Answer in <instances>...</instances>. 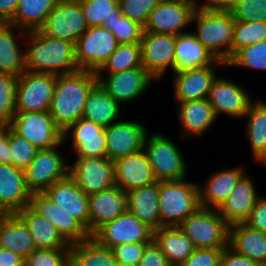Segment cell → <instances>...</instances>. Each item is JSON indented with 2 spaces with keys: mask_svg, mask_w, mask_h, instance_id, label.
Segmentation results:
<instances>
[{
  "mask_svg": "<svg viewBox=\"0 0 266 266\" xmlns=\"http://www.w3.org/2000/svg\"><path fill=\"white\" fill-rule=\"evenodd\" d=\"M159 1L160 0H118V4L122 15L144 26L150 12L158 5Z\"/></svg>",
  "mask_w": 266,
  "mask_h": 266,
  "instance_id": "cell-49",
  "label": "cell"
},
{
  "mask_svg": "<svg viewBox=\"0 0 266 266\" xmlns=\"http://www.w3.org/2000/svg\"><path fill=\"white\" fill-rule=\"evenodd\" d=\"M229 247L261 266H266V233L245 223H237L229 229Z\"/></svg>",
  "mask_w": 266,
  "mask_h": 266,
  "instance_id": "cell-30",
  "label": "cell"
},
{
  "mask_svg": "<svg viewBox=\"0 0 266 266\" xmlns=\"http://www.w3.org/2000/svg\"><path fill=\"white\" fill-rule=\"evenodd\" d=\"M229 11L235 21L266 22V0H242Z\"/></svg>",
  "mask_w": 266,
  "mask_h": 266,
  "instance_id": "cell-48",
  "label": "cell"
},
{
  "mask_svg": "<svg viewBox=\"0 0 266 266\" xmlns=\"http://www.w3.org/2000/svg\"><path fill=\"white\" fill-rule=\"evenodd\" d=\"M106 76L97 75L98 83L120 105L135 101L155 80L143 66Z\"/></svg>",
  "mask_w": 266,
  "mask_h": 266,
  "instance_id": "cell-15",
  "label": "cell"
},
{
  "mask_svg": "<svg viewBox=\"0 0 266 266\" xmlns=\"http://www.w3.org/2000/svg\"><path fill=\"white\" fill-rule=\"evenodd\" d=\"M144 151L148 157L156 180L178 181L187 176V164L179 147L160 133L146 135Z\"/></svg>",
  "mask_w": 266,
  "mask_h": 266,
  "instance_id": "cell-6",
  "label": "cell"
},
{
  "mask_svg": "<svg viewBox=\"0 0 266 266\" xmlns=\"http://www.w3.org/2000/svg\"><path fill=\"white\" fill-rule=\"evenodd\" d=\"M235 82L218 76L211 85L208 101L212 105L216 116L243 118L253 101L249 94Z\"/></svg>",
  "mask_w": 266,
  "mask_h": 266,
  "instance_id": "cell-19",
  "label": "cell"
},
{
  "mask_svg": "<svg viewBox=\"0 0 266 266\" xmlns=\"http://www.w3.org/2000/svg\"><path fill=\"white\" fill-rule=\"evenodd\" d=\"M5 126L3 122L0 121V130Z\"/></svg>",
  "mask_w": 266,
  "mask_h": 266,
  "instance_id": "cell-61",
  "label": "cell"
},
{
  "mask_svg": "<svg viewBox=\"0 0 266 266\" xmlns=\"http://www.w3.org/2000/svg\"><path fill=\"white\" fill-rule=\"evenodd\" d=\"M70 248L35 249L24 258V266H69Z\"/></svg>",
  "mask_w": 266,
  "mask_h": 266,
  "instance_id": "cell-47",
  "label": "cell"
},
{
  "mask_svg": "<svg viewBox=\"0 0 266 266\" xmlns=\"http://www.w3.org/2000/svg\"><path fill=\"white\" fill-rule=\"evenodd\" d=\"M111 248L100 245L91 236L71 245L69 266H116Z\"/></svg>",
  "mask_w": 266,
  "mask_h": 266,
  "instance_id": "cell-38",
  "label": "cell"
},
{
  "mask_svg": "<svg viewBox=\"0 0 266 266\" xmlns=\"http://www.w3.org/2000/svg\"><path fill=\"white\" fill-rule=\"evenodd\" d=\"M154 231L128 210L99 227L91 237L100 245L113 248L116 245L152 242Z\"/></svg>",
  "mask_w": 266,
  "mask_h": 266,
  "instance_id": "cell-12",
  "label": "cell"
},
{
  "mask_svg": "<svg viewBox=\"0 0 266 266\" xmlns=\"http://www.w3.org/2000/svg\"><path fill=\"white\" fill-rule=\"evenodd\" d=\"M102 27L108 29L116 38L118 44L140 43L143 35V26L124 15L105 20Z\"/></svg>",
  "mask_w": 266,
  "mask_h": 266,
  "instance_id": "cell-43",
  "label": "cell"
},
{
  "mask_svg": "<svg viewBox=\"0 0 266 266\" xmlns=\"http://www.w3.org/2000/svg\"><path fill=\"white\" fill-rule=\"evenodd\" d=\"M122 107L116 102L99 83L90 91L85 102L82 118L93 121L102 127L118 121Z\"/></svg>",
  "mask_w": 266,
  "mask_h": 266,
  "instance_id": "cell-36",
  "label": "cell"
},
{
  "mask_svg": "<svg viewBox=\"0 0 266 266\" xmlns=\"http://www.w3.org/2000/svg\"><path fill=\"white\" fill-rule=\"evenodd\" d=\"M10 164L15 168L25 170L35 158L38 151L32 144L16 133L9 126Z\"/></svg>",
  "mask_w": 266,
  "mask_h": 266,
  "instance_id": "cell-46",
  "label": "cell"
},
{
  "mask_svg": "<svg viewBox=\"0 0 266 266\" xmlns=\"http://www.w3.org/2000/svg\"><path fill=\"white\" fill-rule=\"evenodd\" d=\"M15 29L18 30L22 39L26 37L27 32L24 30L12 24L0 22V73L18 78L26 71L25 52H23L25 50L19 48L21 43L17 39L20 37L13 34Z\"/></svg>",
  "mask_w": 266,
  "mask_h": 266,
  "instance_id": "cell-32",
  "label": "cell"
},
{
  "mask_svg": "<svg viewBox=\"0 0 266 266\" xmlns=\"http://www.w3.org/2000/svg\"><path fill=\"white\" fill-rule=\"evenodd\" d=\"M58 146L38 150L31 164L24 170L25 182L31 193L44 192L56 181L69 175L70 165L57 150Z\"/></svg>",
  "mask_w": 266,
  "mask_h": 266,
  "instance_id": "cell-9",
  "label": "cell"
},
{
  "mask_svg": "<svg viewBox=\"0 0 266 266\" xmlns=\"http://www.w3.org/2000/svg\"><path fill=\"white\" fill-rule=\"evenodd\" d=\"M150 242L129 243L116 245L111 248L117 264L138 266L146 246Z\"/></svg>",
  "mask_w": 266,
  "mask_h": 266,
  "instance_id": "cell-50",
  "label": "cell"
},
{
  "mask_svg": "<svg viewBox=\"0 0 266 266\" xmlns=\"http://www.w3.org/2000/svg\"><path fill=\"white\" fill-rule=\"evenodd\" d=\"M0 266H24V258L19 254L0 247Z\"/></svg>",
  "mask_w": 266,
  "mask_h": 266,
  "instance_id": "cell-56",
  "label": "cell"
},
{
  "mask_svg": "<svg viewBox=\"0 0 266 266\" xmlns=\"http://www.w3.org/2000/svg\"><path fill=\"white\" fill-rule=\"evenodd\" d=\"M174 67L175 75L212 65L217 59L192 32L176 36Z\"/></svg>",
  "mask_w": 266,
  "mask_h": 266,
  "instance_id": "cell-27",
  "label": "cell"
},
{
  "mask_svg": "<svg viewBox=\"0 0 266 266\" xmlns=\"http://www.w3.org/2000/svg\"><path fill=\"white\" fill-rule=\"evenodd\" d=\"M146 127L136 121H121L105 127L107 158L114 161L143 149Z\"/></svg>",
  "mask_w": 266,
  "mask_h": 266,
  "instance_id": "cell-18",
  "label": "cell"
},
{
  "mask_svg": "<svg viewBox=\"0 0 266 266\" xmlns=\"http://www.w3.org/2000/svg\"><path fill=\"white\" fill-rule=\"evenodd\" d=\"M138 266H172L154 241L150 242Z\"/></svg>",
  "mask_w": 266,
  "mask_h": 266,
  "instance_id": "cell-53",
  "label": "cell"
},
{
  "mask_svg": "<svg viewBox=\"0 0 266 266\" xmlns=\"http://www.w3.org/2000/svg\"><path fill=\"white\" fill-rule=\"evenodd\" d=\"M226 66L245 67L266 71V40L240 49Z\"/></svg>",
  "mask_w": 266,
  "mask_h": 266,
  "instance_id": "cell-44",
  "label": "cell"
},
{
  "mask_svg": "<svg viewBox=\"0 0 266 266\" xmlns=\"http://www.w3.org/2000/svg\"><path fill=\"white\" fill-rule=\"evenodd\" d=\"M176 36L143 32L140 45L142 66L156 80L174 67Z\"/></svg>",
  "mask_w": 266,
  "mask_h": 266,
  "instance_id": "cell-16",
  "label": "cell"
},
{
  "mask_svg": "<svg viewBox=\"0 0 266 266\" xmlns=\"http://www.w3.org/2000/svg\"><path fill=\"white\" fill-rule=\"evenodd\" d=\"M196 248H226L229 246L230 225L217 209L199 207L179 226Z\"/></svg>",
  "mask_w": 266,
  "mask_h": 266,
  "instance_id": "cell-5",
  "label": "cell"
},
{
  "mask_svg": "<svg viewBox=\"0 0 266 266\" xmlns=\"http://www.w3.org/2000/svg\"><path fill=\"white\" fill-rule=\"evenodd\" d=\"M224 248H196L180 266H220Z\"/></svg>",
  "mask_w": 266,
  "mask_h": 266,
  "instance_id": "cell-51",
  "label": "cell"
},
{
  "mask_svg": "<svg viewBox=\"0 0 266 266\" xmlns=\"http://www.w3.org/2000/svg\"><path fill=\"white\" fill-rule=\"evenodd\" d=\"M159 214L161 227H178L200 207L199 185L178 181H159Z\"/></svg>",
  "mask_w": 266,
  "mask_h": 266,
  "instance_id": "cell-4",
  "label": "cell"
},
{
  "mask_svg": "<svg viewBox=\"0 0 266 266\" xmlns=\"http://www.w3.org/2000/svg\"><path fill=\"white\" fill-rule=\"evenodd\" d=\"M19 0H0V22L8 23L14 16Z\"/></svg>",
  "mask_w": 266,
  "mask_h": 266,
  "instance_id": "cell-57",
  "label": "cell"
},
{
  "mask_svg": "<svg viewBox=\"0 0 266 266\" xmlns=\"http://www.w3.org/2000/svg\"><path fill=\"white\" fill-rule=\"evenodd\" d=\"M8 125L37 150L53 148L63 141V131L49 111L16 112Z\"/></svg>",
  "mask_w": 266,
  "mask_h": 266,
  "instance_id": "cell-7",
  "label": "cell"
},
{
  "mask_svg": "<svg viewBox=\"0 0 266 266\" xmlns=\"http://www.w3.org/2000/svg\"><path fill=\"white\" fill-rule=\"evenodd\" d=\"M97 84V75L93 71L79 69L70 74L56 75L49 113L62 131L82 118L85 102Z\"/></svg>",
  "mask_w": 266,
  "mask_h": 266,
  "instance_id": "cell-1",
  "label": "cell"
},
{
  "mask_svg": "<svg viewBox=\"0 0 266 266\" xmlns=\"http://www.w3.org/2000/svg\"><path fill=\"white\" fill-rule=\"evenodd\" d=\"M245 174L244 168L221 169L210 175L205 185H199L200 206L218 209L233 192Z\"/></svg>",
  "mask_w": 266,
  "mask_h": 266,
  "instance_id": "cell-28",
  "label": "cell"
},
{
  "mask_svg": "<svg viewBox=\"0 0 266 266\" xmlns=\"http://www.w3.org/2000/svg\"><path fill=\"white\" fill-rule=\"evenodd\" d=\"M226 66L221 60L212 65L179 73L173 77L174 98L176 102L206 99L217 75L218 66Z\"/></svg>",
  "mask_w": 266,
  "mask_h": 266,
  "instance_id": "cell-20",
  "label": "cell"
},
{
  "mask_svg": "<svg viewBox=\"0 0 266 266\" xmlns=\"http://www.w3.org/2000/svg\"><path fill=\"white\" fill-rule=\"evenodd\" d=\"M249 227L266 233V197L261 196L244 222Z\"/></svg>",
  "mask_w": 266,
  "mask_h": 266,
  "instance_id": "cell-52",
  "label": "cell"
},
{
  "mask_svg": "<svg viewBox=\"0 0 266 266\" xmlns=\"http://www.w3.org/2000/svg\"><path fill=\"white\" fill-rule=\"evenodd\" d=\"M127 210L153 231L160 228L158 181L127 192Z\"/></svg>",
  "mask_w": 266,
  "mask_h": 266,
  "instance_id": "cell-31",
  "label": "cell"
},
{
  "mask_svg": "<svg viewBox=\"0 0 266 266\" xmlns=\"http://www.w3.org/2000/svg\"><path fill=\"white\" fill-rule=\"evenodd\" d=\"M56 75L25 71L16 86V112L49 111Z\"/></svg>",
  "mask_w": 266,
  "mask_h": 266,
  "instance_id": "cell-10",
  "label": "cell"
},
{
  "mask_svg": "<svg viewBox=\"0 0 266 266\" xmlns=\"http://www.w3.org/2000/svg\"><path fill=\"white\" fill-rule=\"evenodd\" d=\"M0 247L23 258L28 257L36 249L28 227L16 213L5 214L1 219Z\"/></svg>",
  "mask_w": 266,
  "mask_h": 266,
  "instance_id": "cell-33",
  "label": "cell"
},
{
  "mask_svg": "<svg viewBox=\"0 0 266 266\" xmlns=\"http://www.w3.org/2000/svg\"><path fill=\"white\" fill-rule=\"evenodd\" d=\"M72 137V146L77 158L107 157L105 128L84 118H80L63 131V141Z\"/></svg>",
  "mask_w": 266,
  "mask_h": 266,
  "instance_id": "cell-23",
  "label": "cell"
},
{
  "mask_svg": "<svg viewBox=\"0 0 266 266\" xmlns=\"http://www.w3.org/2000/svg\"><path fill=\"white\" fill-rule=\"evenodd\" d=\"M30 197L24 171L11 164L0 163V210L6 214L17 213L29 206Z\"/></svg>",
  "mask_w": 266,
  "mask_h": 266,
  "instance_id": "cell-25",
  "label": "cell"
},
{
  "mask_svg": "<svg viewBox=\"0 0 266 266\" xmlns=\"http://www.w3.org/2000/svg\"><path fill=\"white\" fill-rule=\"evenodd\" d=\"M90 236L103 224L127 211V193L116 185L88 196Z\"/></svg>",
  "mask_w": 266,
  "mask_h": 266,
  "instance_id": "cell-24",
  "label": "cell"
},
{
  "mask_svg": "<svg viewBox=\"0 0 266 266\" xmlns=\"http://www.w3.org/2000/svg\"><path fill=\"white\" fill-rule=\"evenodd\" d=\"M244 117L253 158L266 166V102L252 101Z\"/></svg>",
  "mask_w": 266,
  "mask_h": 266,
  "instance_id": "cell-37",
  "label": "cell"
},
{
  "mask_svg": "<svg viewBox=\"0 0 266 266\" xmlns=\"http://www.w3.org/2000/svg\"><path fill=\"white\" fill-rule=\"evenodd\" d=\"M44 193L58 207L75 218L89 233L88 196L79 189L76 181L70 175L56 181Z\"/></svg>",
  "mask_w": 266,
  "mask_h": 266,
  "instance_id": "cell-22",
  "label": "cell"
},
{
  "mask_svg": "<svg viewBox=\"0 0 266 266\" xmlns=\"http://www.w3.org/2000/svg\"><path fill=\"white\" fill-rule=\"evenodd\" d=\"M25 68L28 72L63 75L76 72L78 66L73 42L51 37L40 29L26 33ZM28 46V47H27Z\"/></svg>",
  "mask_w": 266,
  "mask_h": 266,
  "instance_id": "cell-2",
  "label": "cell"
},
{
  "mask_svg": "<svg viewBox=\"0 0 266 266\" xmlns=\"http://www.w3.org/2000/svg\"><path fill=\"white\" fill-rule=\"evenodd\" d=\"M196 8L183 0H160L150 12L143 30L178 36L185 32L184 28L192 24L191 20Z\"/></svg>",
  "mask_w": 266,
  "mask_h": 266,
  "instance_id": "cell-13",
  "label": "cell"
},
{
  "mask_svg": "<svg viewBox=\"0 0 266 266\" xmlns=\"http://www.w3.org/2000/svg\"><path fill=\"white\" fill-rule=\"evenodd\" d=\"M220 266H261L246 256L236 253L229 246L224 248L220 258Z\"/></svg>",
  "mask_w": 266,
  "mask_h": 266,
  "instance_id": "cell-54",
  "label": "cell"
},
{
  "mask_svg": "<svg viewBox=\"0 0 266 266\" xmlns=\"http://www.w3.org/2000/svg\"><path fill=\"white\" fill-rule=\"evenodd\" d=\"M183 1H186V2H189L191 4H193L195 7H204V4L202 3H198L197 0H183Z\"/></svg>",
  "mask_w": 266,
  "mask_h": 266,
  "instance_id": "cell-59",
  "label": "cell"
},
{
  "mask_svg": "<svg viewBox=\"0 0 266 266\" xmlns=\"http://www.w3.org/2000/svg\"><path fill=\"white\" fill-rule=\"evenodd\" d=\"M88 28L78 0H57L40 30L75 44Z\"/></svg>",
  "mask_w": 266,
  "mask_h": 266,
  "instance_id": "cell-11",
  "label": "cell"
},
{
  "mask_svg": "<svg viewBox=\"0 0 266 266\" xmlns=\"http://www.w3.org/2000/svg\"><path fill=\"white\" fill-rule=\"evenodd\" d=\"M191 22L196 23L197 32H193L195 37L216 59L227 63L232 58V39L235 25L231 12L211 6L197 7Z\"/></svg>",
  "mask_w": 266,
  "mask_h": 266,
  "instance_id": "cell-3",
  "label": "cell"
},
{
  "mask_svg": "<svg viewBox=\"0 0 266 266\" xmlns=\"http://www.w3.org/2000/svg\"><path fill=\"white\" fill-rule=\"evenodd\" d=\"M116 266H130V265L117 264Z\"/></svg>",
  "mask_w": 266,
  "mask_h": 266,
  "instance_id": "cell-62",
  "label": "cell"
},
{
  "mask_svg": "<svg viewBox=\"0 0 266 266\" xmlns=\"http://www.w3.org/2000/svg\"><path fill=\"white\" fill-rule=\"evenodd\" d=\"M9 125L0 130V163L10 164Z\"/></svg>",
  "mask_w": 266,
  "mask_h": 266,
  "instance_id": "cell-55",
  "label": "cell"
},
{
  "mask_svg": "<svg viewBox=\"0 0 266 266\" xmlns=\"http://www.w3.org/2000/svg\"><path fill=\"white\" fill-rule=\"evenodd\" d=\"M153 241L172 266H180L196 249L179 227H161L153 233Z\"/></svg>",
  "mask_w": 266,
  "mask_h": 266,
  "instance_id": "cell-35",
  "label": "cell"
},
{
  "mask_svg": "<svg viewBox=\"0 0 266 266\" xmlns=\"http://www.w3.org/2000/svg\"><path fill=\"white\" fill-rule=\"evenodd\" d=\"M69 175L87 196L115 185L114 162L107 157L77 158L70 165Z\"/></svg>",
  "mask_w": 266,
  "mask_h": 266,
  "instance_id": "cell-14",
  "label": "cell"
},
{
  "mask_svg": "<svg viewBox=\"0 0 266 266\" xmlns=\"http://www.w3.org/2000/svg\"><path fill=\"white\" fill-rule=\"evenodd\" d=\"M88 27L102 26L105 20L121 16L118 0H78Z\"/></svg>",
  "mask_w": 266,
  "mask_h": 266,
  "instance_id": "cell-41",
  "label": "cell"
},
{
  "mask_svg": "<svg viewBox=\"0 0 266 266\" xmlns=\"http://www.w3.org/2000/svg\"><path fill=\"white\" fill-rule=\"evenodd\" d=\"M179 123L182 127L181 138L201 137L215 123L217 116L208 99L176 102Z\"/></svg>",
  "mask_w": 266,
  "mask_h": 266,
  "instance_id": "cell-29",
  "label": "cell"
},
{
  "mask_svg": "<svg viewBox=\"0 0 266 266\" xmlns=\"http://www.w3.org/2000/svg\"><path fill=\"white\" fill-rule=\"evenodd\" d=\"M57 0H19L13 18L8 22L25 32L39 30Z\"/></svg>",
  "mask_w": 266,
  "mask_h": 266,
  "instance_id": "cell-39",
  "label": "cell"
},
{
  "mask_svg": "<svg viewBox=\"0 0 266 266\" xmlns=\"http://www.w3.org/2000/svg\"><path fill=\"white\" fill-rule=\"evenodd\" d=\"M142 66V55L140 43L119 44L116 50L109 56L96 75L116 74L125 70Z\"/></svg>",
  "mask_w": 266,
  "mask_h": 266,
  "instance_id": "cell-40",
  "label": "cell"
},
{
  "mask_svg": "<svg viewBox=\"0 0 266 266\" xmlns=\"http://www.w3.org/2000/svg\"><path fill=\"white\" fill-rule=\"evenodd\" d=\"M18 78L0 73V121L8 125L16 113V86Z\"/></svg>",
  "mask_w": 266,
  "mask_h": 266,
  "instance_id": "cell-45",
  "label": "cell"
},
{
  "mask_svg": "<svg viewBox=\"0 0 266 266\" xmlns=\"http://www.w3.org/2000/svg\"><path fill=\"white\" fill-rule=\"evenodd\" d=\"M256 193L253 181L245 173L233 192L217 210L230 226L244 223L255 207L256 201L261 197Z\"/></svg>",
  "mask_w": 266,
  "mask_h": 266,
  "instance_id": "cell-26",
  "label": "cell"
},
{
  "mask_svg": "<svg viewBox=\"0 0 266 266\" xmlns=\"http://www.w3.org/2000/svg\"><path fill=\"white\" fill-rule=\"evenodd\" d=\"M6 213L4 211H1L0 210V222H1V219L3 218V216L5 215Z\"/></svg>",
  "mask_w": 266,
  "mask_h": 266,
  "instance_id": "cell-60",
  "label": "cell"
},
{
  "mask_svg": "<svg viewBox=\"0 0 266 266\" xmlns=\"http://www.w3.org/2000/svg\"><path fill=\"white\" fill-rule=\"evenodd\" d=\"M29 207L51 222L70 245L90 237L88 231L75 218L58 207L44 192L31 193Z\"/></svg>",
  "mask_w": 266,
  "mask_h": 266,
  "instance_id": "cell-17",
  "label": "cell"
},
{
  "mask_svg": "<svg viewBox=\"0 0 266 266\" xmlns=\"http://www.w3.org/2000/svg\"><path fill=\"white\" fill-rule=\"evenodd\" d=\"M26 224L36 249L71 248L55 226L44 217L39 216L29 206L16 213Z\"/></svg>",
  "mask_w": 266,
  "mask_h": 266,
  "instance_id": "cell-34",
  "label": "cell"
},
{
  "mask_svg": "<svg viewBox=\"0 0 266 266\" xmlns=\"http://www.w3.org/2000/svg\"><path fill=\"white\" fill-rule=\"evenodd\" d=\"M206 1V2H205ZM204 6H211L221 10H229L232 6L242 0H205Z\"/></svg>",
  "mask_w": 266,
  "mask_h": 266,
  "instance_id": "cell-58",
  "label": "cell"
},
{
  "mask_svg": "<svg viewBox=\"0 0 266 266\" xmlns=\"http://www.w3.org/2000/svg\"><path fill=\"white\" fill-rule=\"evenodd\" d=\"M118 45L108 29L102 26L89 27L75 43L78 69L97 72Z\"/></svg>",
  "mask_w": 266,
  "mask_h": 266,
  "instance_id": "cell-8",
  "label": "cell"
},
{
  "mask_svg": "<svg viewBox=\"0 0 266 266\" xmlns=\"http://www.w3.org/2000/svg\"><path fill=\"white\" fill-rule=\"evenodd\" d=\"M113 162L115 185L126 193L157 181L144 149Z\"/></svg>",
  "mask_w": 266,
  "mask_h": 266,
  "instance_id": "cell-21",
  "label": "cell"
},
{
  "mask_svg": "<svg viewBox=\"0 0 266 266\" xmlns=\"http://www.w3.org/2000/svg\"><path fill=\"white\" fill-rule=\"evenodd\" d=\"M266 40V22L235 21L232 57L242 48Z\"/></svg>",
  "mask_w": 266,
  "mask_h": 266,
  "instance_id": "cell-42",
  "label": "cell"
}]
</instances>
